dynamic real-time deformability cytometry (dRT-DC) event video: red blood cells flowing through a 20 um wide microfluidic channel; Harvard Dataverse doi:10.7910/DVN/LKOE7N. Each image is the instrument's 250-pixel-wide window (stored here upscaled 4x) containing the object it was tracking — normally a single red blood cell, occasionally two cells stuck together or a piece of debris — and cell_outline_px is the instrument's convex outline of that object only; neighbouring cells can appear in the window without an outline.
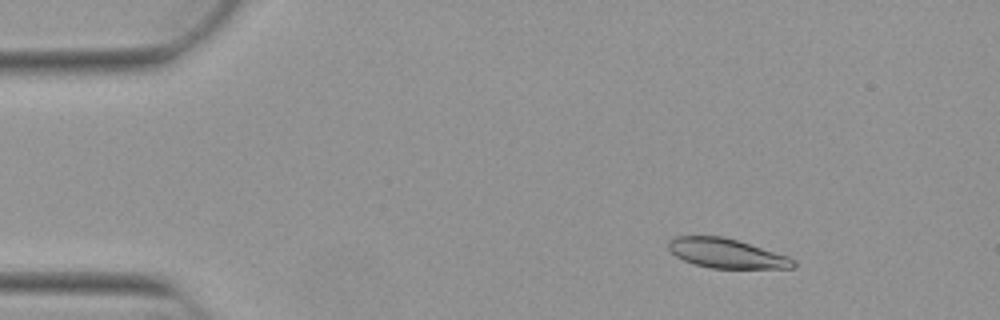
{"species": "Egyptian fruit bat (a non-hibernating species)", "species_latin": "Rousettus aegyptiacus", "temperature_condition": "warm", "stored_images_in_passage": 52, "camera_frame_rate_fps": 3000, "um_per_image_px": 0.085, "animal": {"sex": "female"}, "frame": {"image": 1, "passage_image": 7, "time_ms": 2.0, "image_size_px": [1000, 320], "cell_outline_px": [[796, 268], [712, 268], [692, 264], [676, 256], [668, 248], [668, 240], [676, 236], [724, 236], [788, 256], [796, 260]], "centroid_in_image_um": [61.75, 21.53], "position_along_channel_um": 23.3, "area_um2": 21.44}}
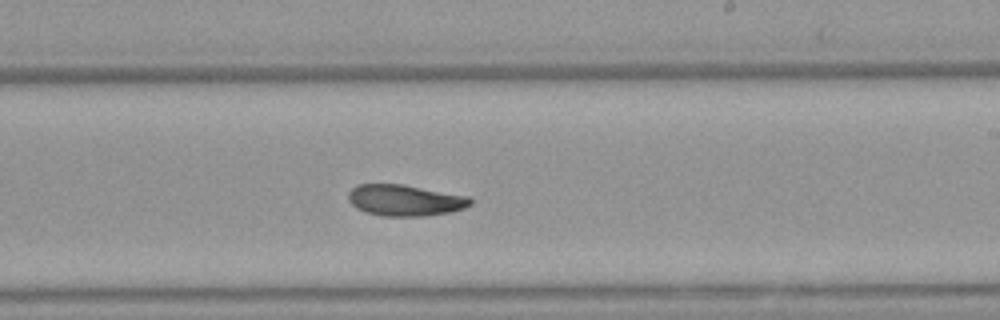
{"frame": {"image": 2, "passage_image": 31, "time_ms": 10.0, "image_size_px": [1000, 320], "cell_outline_px": [[472, 204], [464, 208], [448, 212], [424, 216], [384, 216], [364, 212], [356, 208], [348, 200], [348, 192], [356, 184], [404, 184], [472, 196]], "centroid_in_image_um": [34.44, 17.01], "position_along_channel_um": 254.6, "area_um2": 22.54}}
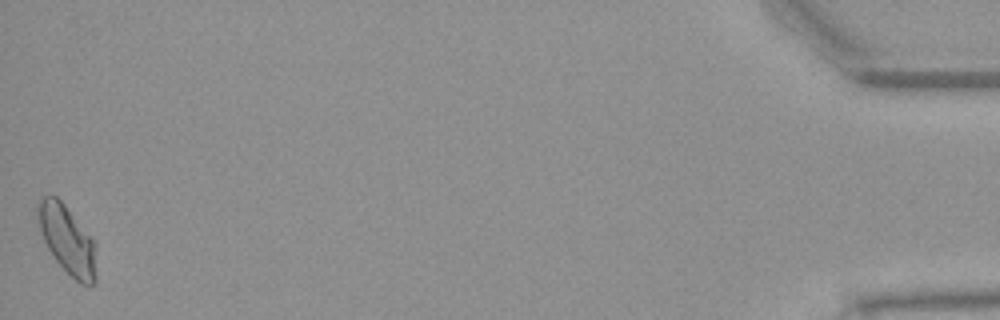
{"frame": {"image": 3, "passage_image": 52, "time_ms": 17.0, "image_size_px": [1000, 320], "cell_outline_px": [[96, 284], [80, 284], [56, 260], [48, 248], [44, 240], [40, 228], [36, 212], [36, 204], [40, 196], [56, 196], [64, 204], [96, 244]], "centroid_in_image_um": [5.71, 20.37], "position_along_channel_um": 429.5, "area_um2": 23.06}, "authors_computed_cell_mechanics": {"area_um2": 22.4553, "velocity_mm_per_s": 3.8825, "shape_relaxation_time_tau1_ms": 11.003, "shape_relaxation_time_tau2_ms": 5.128, "deformation_change_tau1": 0.2262, "deformation_change_tau2": 0.1117}}